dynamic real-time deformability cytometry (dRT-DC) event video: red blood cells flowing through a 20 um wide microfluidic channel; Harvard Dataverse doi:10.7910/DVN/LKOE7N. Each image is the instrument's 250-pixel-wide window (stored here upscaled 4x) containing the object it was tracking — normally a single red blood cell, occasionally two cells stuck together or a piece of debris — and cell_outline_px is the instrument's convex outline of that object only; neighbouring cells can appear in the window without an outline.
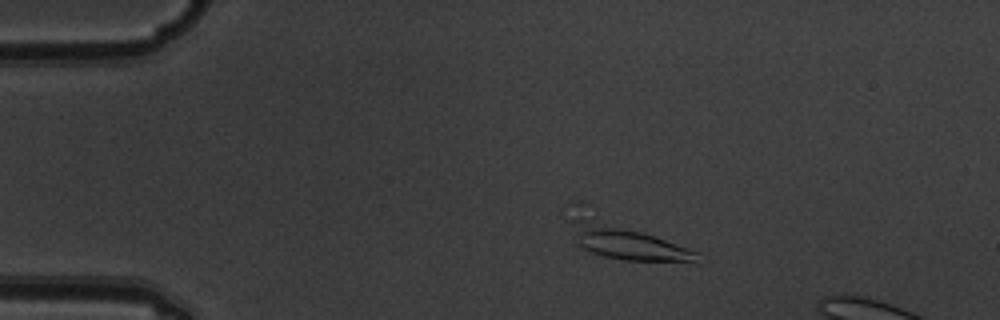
{"species": "common noctule bat (a hibernating species)", "species_latin": "Nyctalus noctula", "temperature_condition": "warm", "stored_images_in_passage": 5, "camera_frame_rate_fps": 3000, "um_per_image_px": 0.085, "animal": {"sex": "male", "body_mass_g": 19.5, "forearm_length_mm": 54.6}, "frame": {"image": 1, "passage_image": 3, "time_ms": 0.667, "image_size_px": [1000, 320], "cell_outline_px": [[708, 260], [696, 264], [624, 260], [604, 256], [592, 252], [584, 248], [580, 244], [568, 220], [572, 200], [584, 200], [700, 252]], "centroid_in_image_um": [53.13, 20.19], "position_along_channel_um": 31.9, "area_um2": 32.37}}